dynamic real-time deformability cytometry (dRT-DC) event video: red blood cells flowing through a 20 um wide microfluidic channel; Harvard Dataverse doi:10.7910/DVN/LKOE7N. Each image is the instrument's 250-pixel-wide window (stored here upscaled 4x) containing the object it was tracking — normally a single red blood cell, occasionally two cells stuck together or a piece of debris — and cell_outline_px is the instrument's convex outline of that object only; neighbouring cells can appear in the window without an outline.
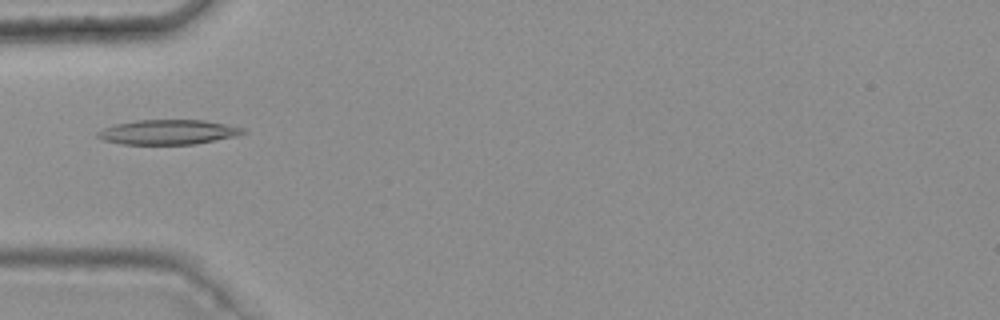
{"species": "common noctule bat (a hibernating species)", "species_latin": "Nyctalus noctula", "temperature_condition": "warm", "stored_images_in_passage": 5, "camera_frame_rate_fps": 3000, "um_per_image_px": 0.085, "animal": {"sex": "female", "body_mass_g": 25.1}, "frame": {"image": 1, "passage_image": 5, "time_ms": 1.333, "image_size_px": [1000, 320], "cell_outline_px": [[248, 132], [236, 136], [196, 144], [124, 144], [104, 140], [96, 136], [96, 132], [104, 128], [116, 124], [136, 120], [204, 120], [244, 128]], "centroid_in_image_um": [14.3, 11.23], "position_along_channel_um": 70.7, "area_um2": 20.87}}